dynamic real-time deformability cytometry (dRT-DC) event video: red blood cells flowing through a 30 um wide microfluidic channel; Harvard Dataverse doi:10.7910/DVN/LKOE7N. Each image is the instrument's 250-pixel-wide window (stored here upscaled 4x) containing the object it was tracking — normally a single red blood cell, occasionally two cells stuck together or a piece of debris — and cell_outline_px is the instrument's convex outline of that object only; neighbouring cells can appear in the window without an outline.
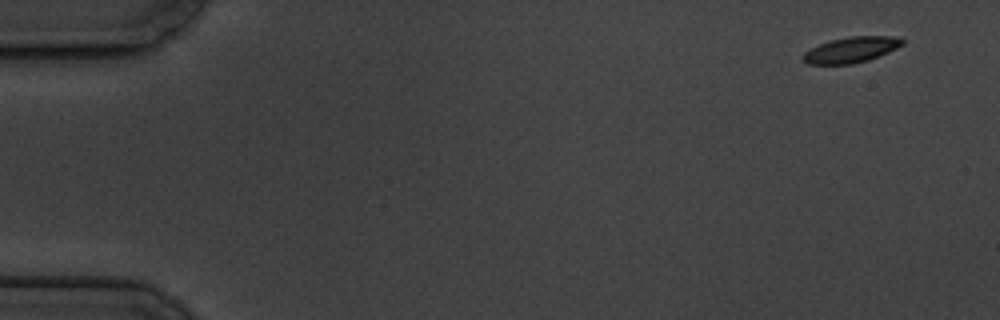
{"species": "common noctule bat (a hibernating species)", "species_latin": "Nyctalus noctula", "temperature_condition": "cold", "stored_images_in_passage": 5, "camera_frame_rate_fps": 3000, "um_per_image_px": 0.085, "animal": {"sex": "male", "body_mass_g": 19.5, "forearm_length_mm": 54.6}, "frame": {"image": 1, "passage_image": 1, "time_ms": 0.0, "image_size_px": [1000, 320], "cell_outline_px": [[904, 44], [888, 52], [868, 60], [852, 64], [808, 64], [800, 56], [804, 52], [820, 44], [832, 40], [848, 36], [888, 36], [904, 40]], "centroid_in_image_um": [72.32, 4.23], "position_along_channel_um": 12.7, "area_um2": 14.68}}
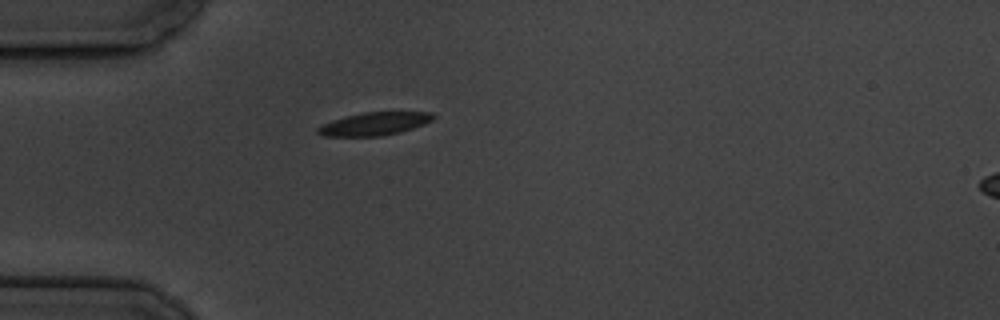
{"frame": {"image": 2, "passage_image": 5, "time_ms": 4.667, "image_size_px": [1000, 320], "cell_outline_px": [[436, 116], [432, 120], [424, 124], [400, 132], [380, 136], [324, 136], [316, 132], [316, 128], [332, 120], [364, 112], [432, 112]], "centroid_in_image_um": [31.83, 10.52], "position_along_channel_um": 53.2, "area_um2": 15.32}}